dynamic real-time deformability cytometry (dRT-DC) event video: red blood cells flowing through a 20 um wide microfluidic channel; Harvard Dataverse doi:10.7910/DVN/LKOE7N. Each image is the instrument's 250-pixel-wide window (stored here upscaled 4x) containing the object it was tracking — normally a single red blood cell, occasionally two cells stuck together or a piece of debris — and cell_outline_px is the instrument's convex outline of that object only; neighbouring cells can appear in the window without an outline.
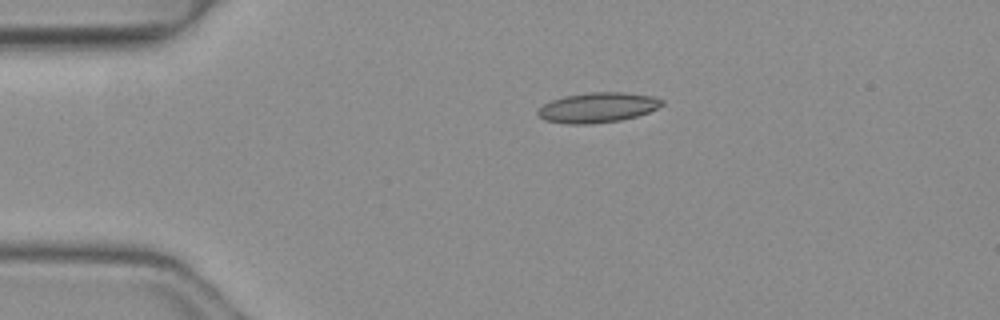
{"species": "common noctule bat (a hibernating species)", "species_latin": "Nyctalus noctula", "temperature_condition": "warm", "stored_images_in_passage": 40, "camera_frame_rate_fps": 3000, "um_per_image_px": 0.085, "animal": {"sex": "female", "body_mass_g": 19.3, "forearm_length_mm": 54.1}, "frame": {"image": 1, "passage_image": 1, "time_ms": 0.0, "image_size_px": [1000, 320], "cell_outline_px": [[664, 104], [648, 112], [636, 116], [620, 120], [592, 124], [568, 124], [544, 120], [536, 112], [544, 104], [552, 100], [564, 96], [588, 92], [624, 92], [652, 96], [664, 100]], "centroid_in_image_um": [50.8, 9.14], "position_along_channel_um": 34.2, "area_um2": 21.68}}
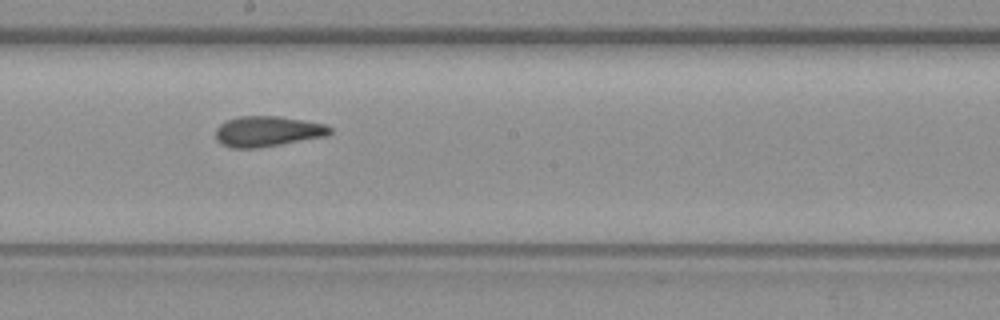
{"frame": {"image": 2, "passage_image": 18, "time_ms": 5.667, "image_size_px": [1000, 320], "cell_outline_px": [[332, 132], [328, 136], [256, 148], [232, 148], [220, 144], [216, 140], [216, 128], [220, 124], [228, 120], [240, 116], [280, 116], [304, 120], [324, 124], [332, 128]], "centroid_in_image_um": [22.74, 11.17], "position_along_channel_um": 225.5, "area_um2": 20.35}}
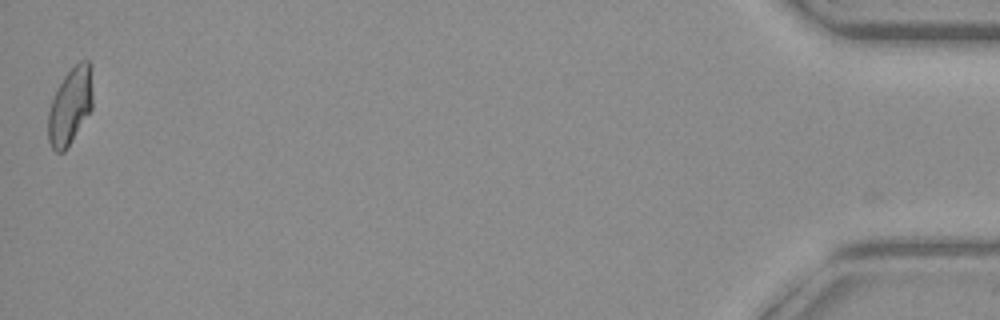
{"frame": {"image": 3, "passage_image": 40, "time_ms": 13.0, "image_size_px": [1000, 320], "cell_outline_px": [[92, 108], [64, 152], [56, 152], [52, 148], [48, 140], [48, 112], [56, 88], [64, 76], [80, 60], [88, 60], [92, 64]], "centroid_in_image_um": [5.97, 8.97], "position_along_channel_um": 429.2, "area_um2": 19.94}, "authors_computed_cell_mechanics": {"area_um2": 20.2589, "velocity_mm_per_s": 4.1426, "shape_relaxation_time_tau1_ms": null, "shape_relaxation_time_tau2_ms": 1.7379, "deformation_change_tau1": null, "deformation_change_tau2": 0.0992}}